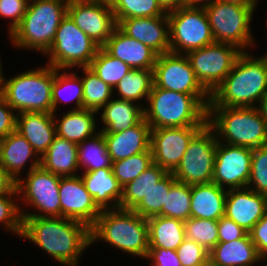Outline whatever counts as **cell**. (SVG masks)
Segmentation results:
<instances>
[{"label":"cell","instance_id":"cell-24","mask_svg":"<svg viewBox=\"0 0 267 266\" xmlns=\"http://www.w3.org/2000/svg\"><path fill=\"white\" fill-rule=\"evenodd\" d=\"M16 131L30 143L41 158L56 136L53 114L45 112L18 113Z\"/></svg>","mask_w":267,"mask_h":266},{"label":"cell","instance_id":"cell-42","mask_svg":"<svg viewBox=\"0 0 267 266\" xmlns=\"http://www.w3.org/2000/svg\"><path fill=\"white\" fill-rule=\"evenodd\" d=\"M186 239L195 241L208 252L219 243L218 221L190 217L184 221Z\"/></svg>","mask_w":267,"mask_h":266},{"label":"cell","instance_id":"cell-8","mask_svg":"<svg viewBox=\"0 0 267 266\" xmlns=\"http://www.w3.org/2000/svg\"><path fill=\"white\" fill-rule=\"evenodd\" d=\"M217 43H228L241 51L255 45L251 21L255 10L240 3L216 0L204 7ZM249 47V48H248Z\"/></svg>","mask_w":267,"mask_h":266},{"label":"cell","instance_id":"cell-27","mask_svg":"<svg viewBox=\"0 0 267 266\" xmlns=\"http://www.w3.org/2000/svg\"><path fill=\"white\" fill-rule=\"evenodd\" d=\"M227 192L213 182L191 185L190 217L218 221L225 214Z\"/></svg>","mask_w":267,"mask_h":266},{"label":"cell","instance_id":"cell-39","mask_svg":"<svg viewBox=\"0 0 267 266\" xmlns=\"http://www.w3.org/2000/svg\"><path fill=\"white\" fill-rule=\"evenodd\" d=\"M115 19L167 16L157 0H111Z\"/></svg>","mask_w":267,"mask_h":266},{"label":"cell","instance_id":"cell-13","mask_svg":"<svg viewBox=\"0 0 267 266\" xmlns=\"http://www.w3.org/2000/svg\"><path fill=\"white\" fill-rule=\"evenodd\" d=\"M242 51L228 43L211 45L186 53L196 78L211 94L231 72Z\"/></svg>","mask_w":267,"mask_h":266},{"label":"cell","instance_id":"cell-49","mask_svg":"<svg viewBox=\"0 0 267 266\" xmlns=\"http://www.w3.org/2000/svg\"><path fill=\"white\" fill-rule=\"evenodd\" d=\"M259 255L267 260V213L248 232Z\"/></svg>","mask_w":267,"mask_h":266},{"label":"cell","instance_id":"cell-16","mask_svg":"<svg viewBox=\"0 0 267 266\" xmlns=\"http://www.w3.org/2000/svg\"><path fill=\"white\" fill-rule=\"evenodd\" d=\"M204 126L151 129L150 150L153 163L172 173L179 165L192 138Z\"/></svg>","mask_w":267,"mask_h":266},{"label":"cell","instance_id":"cell-36","mask_svg":"<svg viewBox=\"0 0 267 266\" xmlns=\"http://www.w3.org/2000/svg\"><path fill=\"white\" fill-rule=\"evenodd\" d=\"M81 69L83 76V109L100 112V110L113 98L114 89L103 82L89 67Z\"/></svg>","mask_w":267,"mask_h":266},{"label":"cell","instance_id":"cell-25","mask_svg":"<svg viewBox=\"0 0 267 266\" xmlns=\"http://www.w3.org/2000/svg\"><path fill=\"white\" fill-rule=\"evenodd\" d=\"M81 179L100 210L120 208L123 187L111 168L80 173Z\"/></svg>","mask_w":267,"mask_h":266},{"label":"cell","instance_id":"cell-37","mask_svg":"<svg viewBox=\"0 0 267 266\" xmlns=\"http://www.w3.org/2000/svg\"><path fill=\"white\" fill-rule=\"evenodd\" d=\"M89 68L113 89L117 86L119 81L132 70L125 62L112 57L102 47L97 51Z\"/></svg>","mask_w":267,"mask_h":266},{"label":"cell","instance_id":"cell-57","mask_svg":"<svg viewBox=\"0 0 267 266\" xmlns=\"http://www.w3.org/2000/svg\"><path fill=\"white\" fill-rule=\"evenodd\" d=\"M1 61V59H0ZM2 62H0V93H2V89H3V84H4V75H3V72H2Z\"/></svg>","mask_w":267,"mask_h":266},{"label":"cell","instance_id":"cell-3","mask_svg":"<svg viewBox=\"0 0 267 266\" xmlns=\"http://www.w3.org/2000/svg\"><path fill=\"white\" fill-rule=\"evenodd\" d=\"M210 94H185L153 84L144 107V119L151 129L205 126Z\"/></svg>","mask_w":267,"mask_h":266},{"label":"cell","instance_id":"cell-4","mask_svg":"<svg viewBox=\"0 0 267 266\" xmlns=\"http://www.w3.org/2000/svg\"><path fill=\"white\" fill-rule=\"evenodd\" d=\"M99 240L123 253L146 259L149 251L148 221L132 210H101L90 228V245Z\"/></svg>","mask_w":267,"mask_h":266},{"label":"cell","instance_id":"cell-43","mask_svg":"<svg viewBox=\"0 0 267 266\" xmlns=\"http://www.w3.org/2000/svg\"><path fill=\"white\" fill-rule=\"evenodd\" d=\"M19 201L21 202L17 188L0 196V225L5 229V232L8 230V232L21 236L23 218Z\"/></svg>","mask_w":267,"mask_h":266},{"label":"cell","instance_id":"cell-55","mask_svg":"<svg viewBox=\"0 0 267 266\" xmlns=\"http://www.w3.org/2000/svg\"><path fill=\"white\" fill-rule=\"evenodd\" d=\"M226 1L234 2V3H240V4L245 5L247 7H251L254 10L256 9L257 4H258V2H257L258 0H226Z\"/></svg>","mask_w":267,"mask_h":266},{"label":"cell","instance_id":"cell-52","mask_svg":"<svg viewBox=\"0 0 267 266\" xmlns=\"http://www.w3.org/2000/svg\"><path fill=\"white\" fill-rule=\"evenodd\" d=\"M162 9L168 13L184 6V0H157Z\"/></svg>","mask_w":267,"mask_h":266},{"label":"cell","instance_id":"cell-11","mask_svg":"<svg viewBox=\"0 0 267 266\" xmlns=\"http://www.w3.org/2000/svg\"><path fill=\"white\" fill-rule=\"evenodd\" d=\"M23 178V180H22ZM61 176L41 166L29 171L16 182L19 200L36 208L35 212L21 210L22 217H61L59 184Z\"/></svg>","mask_w":267,"mask_h":266},{"label":"cell","instance_id":"cell-29","mask_svg":"<svg viewBox=\"0 0 267 266\" xmlns=\"http://www.w3.org/2000/svg\"><path fill=\"white\" fill-rule=\"evenodd\" d=\"M115 98V99H114ZM102 109L101 133H117L137 125L144 118V105L114 96Z\"/></svg>","mask_w":267,"mask_h":266},{"label":"cell","instance_id":"cell-2","mask_svg":"<svg viewBox=\"0 0 267 266\" xmlns=\"http://www.w3.org/2000/svg\"><path fill=\"white\" fill-rule=\"evenodd\" d=\"M242 51L231 72L210 94L208 107H257L267 92V54Z\"/></svg>","mask_w":267,"mask_h":266},{"label":"cell","instance_id":"cell-47","mask_svg":"<svg viewBox=\"0 0 267 266\" xmlns=\"http://www.w3.org/2000/svg\"><path fill=\"white\" fill-rule=\"evenodd\" d=\"M219 243L243 238L247 232L230 218L223 216L218 220Z\"/></svg>","mask_w":267,"mask_h":266},{"label":"cell","instance_id":"cell-31","mask_svg":"<svg viewBox=\"0 0 267 266\" xmlns=\"http://www.w3.org/2000/svg\"><path fill=\"white\" fill-rule=\"evenodd\" d=\"M148 221L149 248L177 250L186 239L184 221L165 216H154Z\"/></svg>","mask_w":267,"mask_h":266},{"label":"cell","instance_id":"cell-50","mask_svg":"<svg viewBox=\"0 0 267 266\" xmlns=\"http://www.w3.org/2000/svg\"><path fill=\"white\" fill-rule=\"evenodd\" d=\"M17 113L7 104L0 93V138L8 136L16 130Z\"/></svg>","mask_w":267,"mask_h":266},{"label":"cell","instance_id":"cell-54","mask_svg":"<svg viewBox=\"0 0 267 266\" xmlns=\"http://www.w3.org/2000/svg\"><path fill=\"white\" fill-rule=\"evenodd\" d=\"M257 108L259 109L263 117L267 120V92L262 96Z\"/></svg>","mask_w":267,"mask_h":266},{"label":"cell","instance_id":"cell-14","mask_svg":"<svg viewBox=\"0 0 267 266\" xmlns=\"http://www.w3.org/2000/svg\"><path fill=\"white\" fill-rule=\"evenodd\" d=\"M153 82L158 88L185 94H210L198 81L185 54L167 52L157 55Z\"/></svg>","mask_w":267,"mask_h":266},{"label":"cell","instance_id":"cell-44","mask_svg":"<svg viewBox=\"0 0 267 266\" xmlns=\"http://www.w3.org/2000/svg\"><path fill=\"white\" fill-rule=\"evenodd\" d=\"M247 188L267 196V144L252 150L251 171Z\"/></svg>","mask_w":267,"mask_h":266},{"label":"cell","instance_id":"cell-46","mask_svg":"<svg viewBox=\"0 0 267 266\" xmlns=\"http://www.w3.org/2000/svg\"><path fill=\"white\" fill-rule=\"evenodd\" d=\"M28 0H0V17L11 20L10 35L21 23L28 7Z\"/></svg>","mask_w":267,"mask_h":266},{"label":"cell","instance_id":"cell-23","mask_svg":"<svg viewBox=\"0 0 267 266\" xmlns=\"http://www.w3.org/2000/svg\"><path fill=\"white\" fill-rule=\"evenodd\" d=\"M30 159L27 173L40 166V157L30 143L16 130L0 138V164L15 182L22 176L23 168Z\"/></svg>","mask_w":267,"mask_h":266},{"label":"cell","instance_id":"cell-6","mask_svg":"<svg viewBox=\"0 0 267 266\" xmlns=\"http://www.w3.org/2000/svg\"><path fill=\"white\" fill-rule=\"evenodd\" d=\"M67 0H31L19 26L9 35L12 45L45 54L67 15Z\"/></svg>","mask_w":267,"mask_h":266},{"label":"cell","instance_id":"cell-9","mask_svg":"<svg viewBox=\"0 0 267 266\" xmlns=\"http://www.w3.org/2000/svg\"><path fill=\"white\" fill-rule=\"evenodd\" d=\"M100 46L81 31L67 14L57 28L55 38L49 50L46 64L56 69H74L89 67Z\"/></svg>","mask_w":267,"mask_h":266},{"label":"cell","instance_id":"cell-17","mask_svg":"<svg viewBox=\"0 0 267 266\" xmlns=\"http://www.w3.org/2000/svg\"><path fill=\"white\" fill-rule=\"evenodd\" d=\"M61 217L84 223L91 228L101 210L94 203L80 175L61 177L59 184Z\"/></svg>","mask_w":267,"mask_h":266},{"label":"cell","instance_id":"cell-45","mask_svg":"<svg viewBox=\"0 0 267 266\" xmlns=\"http://www.w3.org/2000/svg\"><path fill=\"white\" fill-rule=\"evenodd\" d=\"M176 252L182 266L209 265V252L195 241L185 239Z\"/></svg>","mask_w":267,"mask_h":266},{"label":"cell","instance_id":"cell-30","mask_svg":"<svg viewBox=\"0 0 267 266\" xmlns=\"http://www.w3.org/2000/svg\"><path fill=\"white\" fill-rule=\"evenodd\" d=\"M40 166L61 177L77 176L81 170L78 165V145L56 135L40 158Z\"/></svg>","mask_w":267,"mask_h":266},{"label":"cell","instance_id":"cell-1","mask_svg":"<svg viewBox=\"0 0 267 266\" xmlns=\"http://www.w3.org/2000/svg\"><path fill=\"white\" fill-rule=\"evenodd\" d=\"M23 239L37 245L65 266H79L90 245V228L65 217H22Z\"/></svg>","mask_w":267,"mask_h":266},{"label":"cell","instance_id":"cell-26","mask_svg":"<svg viewBox=\"0 0 267 266\" xmlns=\"http://www.w3.org/2000/svg\"><path fill=\"white\" fill-rule=\"evenodd\" d=\"M263 261L249 233L238 240L218 243L209 251L211 266H250Z\"/></svg>","mask_w":267,"mask_h":266},{"label":"cell","instance_id":"cell-10","mask_svg":"<svg viewBox=\"0 0 267 266\" xmlns=\"http://www.w3.org/2000/svg\"><path fill=\"white\" fill-rule=\"evenodd\" d=\"M167 16L170 52L186 54L215 42L204 7L183 6Z\"/></svg>","mask_w":267,"mask_h":266},{"label":"cell","instance_id":"cell-15","mask_svg":"<svg viewBox=\"0 0 267 266\" xmlns=\"http://www.w3.org/2000/svg\"><path fill=\"white\" fill-rule=\"evenodd\" d=\"M252 150L217 141L212 182L226 190L246 188L251 171Z\"/></svg>","mask_w":267,"mask_h":266},{"label":"cell","instance_id":"cell-20","mask_svg":"<svg viewBox=\"0 0 267 266\" xmlns=\"http://www.w3.org/2000/svg\"><path fill=\"white\" fill-rule=\"evenodd\" d=\"M115 20L127 36L149 46L158 55L170 52L168 16Z\"/></svg>","mask_w":267,"mask_h":266},{"label":"cell","instance_id":"cell-38","mask_svg":"<svg viewBox=\"0 0 267 266\" xmlns=\"http://www.w3.org/2000/svg\"><path fill=\"white\" fill-rule=\"evenodd\" d=\"M191 185L175 181L166 193L165 204L160 216L186 221L190 218Z\"/></svg>","mask_w":267,"mask_h":266},{"label":"cell","instance_id":"cell-33","mask_svg":"<svg viewBox=\"0 0 267 266\" xmlns=\"http://www.w3.org/2000/svg\"><path fill=\"white\" fill-rule=\"evenodd\" d=\"M167 174L168 172L165 169L153 163L136 179L123 187L120 208L132 210L148 191L158 184Z\"/></svg>","mask_w":267,"mask_h":266},{"label":"cell","instance_id":"cell-32","mask_svg":"<svg viewBox=\"0 0 267 266\" xmlns=\"http://www.w3.org/2000/svg\"><path fill=\"white\" fill-rule=\"evenodd\" d=\"M70 72V73H69ZM66 69L54 68V81L52 84V114L57 113L58 106L64 102H75L70 110L83 109V83L80 75ZM66 96H65V95ZM64 95V96H63ZM61 103V104H60Z\"/></svg>","mask_w":267,"mask_h":266},{"label":"cell","instance_id":"cell-35","mask_svg":"<svg viewBox=\"0 0 267 266\" xmlns=\"http://www.w3.org/2000/svg\"><path fill=\"white\" fill-rule=\"evenodd\" d=\"M78 165L83 172L111 168L112 161L101 131L78 144Z\"/></svg>","mask_w":267,"mask_h":266},{"label":"cell","instance_id":"cell-40","mask_svg":"<svg viewBox=\"0 0 267 266\" xmlns=\"http://www.w3.org/2000/svg\"><path fill=\"white\" fill-rule=\"evenodd\" d=\"M176 181L172 173H168L158 184L152 187L142 200L132 209L145 219L160 216L165 204L166 193H169L171 185Z\"/></svg>","mask_w":267,"mask_h":266},{"label":"cell","instance_id":"cell-41","mask_svg":"<svg viewBox=\"0 0 267 266\" xmlns=\"http://www.w3.org/2000/svg\"><path fill=\"white\" fill-rule=\"evenodd\" d=\"M153 164L151 151H145L125 159L112 162V172L122 187L136 179Z\"/></svg>","mask_w":267,"mask_h":266},{"label":"cell","instance_id":"cell-5","mask_svg":"<svg viewBox=\"0 0 267 266\" xmlns=\"http://www.w3.org/2000/svg\"><path fill=\"white\" fill-rule=\"evenodd\" d=\"M217 141L251 149L267 144V120L257 107H208Z\"/></svg>","mask_w":267,"mask_h":266},{"label":"cell","instance_id":"cell-53","mask_svg":"<svg viewBox=\"0 0 267 266\" xmlns=\"http://www.w3.org/2000/svg\"><path fill=\"white\" fill-rule=\"evenodd\" d=\"M216 0H184V6L188 7H205Z\"/></svg>","mask_w":267,"mask_h":266},{"label":"cell","instance_id":"cell-7","mask_svg":"<svg viewBox=\"0 0 267 266\" xmlns=\"http://www.w3.org/2000/svg\"><path fill=\"white\" fill-rule=\"evenodd\" d=\"M53 81L54 67L46 64L20 72L8 79L4 77L2 95L17 114L21 112L52 114Z\"/></svg>","mask_w":267,"mask_h":266},{"label":"cell","instance_id":"cell-28","mask_svg":"<svg viewBox=\"0 0 267 266\" xmlns=\"http://www.w3.org/2000/svg\"><path fill=\"white\" fill-rule=\"evenodd\" d=\"M96 114L98 112L88 109L68 110L62 113L61 119L53 114L56 135L77 145L80 144L99 132Z\"/></svg>","mask_w":267,"mask_h":266},{"label":"cell","instance_id":"cell-56","mask_svg":"<svg viewBox=\"0 0 267 266\" xmlns=\"http://www.w3.org/2000/svg\"><path fill=\"white\" fill-rule=\"evenodd\" d=\"M68 4L70 3H101V4H110L111 0H67Z\"/></svg>","mask_w":267,"mask_h":266},{"label":"cell","instance_id":"cell-18","mask_svg":"<svg viewBox=\"0 0 267 266\" xmlns=\"http://www.w3.org/2000/svg\"><path fill=\"white\" fill-rule=\"evenodd\" d=\"M67 14L77 27L102 47L117 23L110 4L70 3Z\"/></svg>","mask_w":267,"mask_h":266},{"label":"cell","instance_id":"cell-12","mask_svg":"<svg viewBox=\"0 0 267 266\" xmlns=\"http://www.w3.org/2000/svg\"><path fill=\"white\" fill-rule=\"evenodd\" d=\"M217 136L206 124L190 141L179 165L172 172L175 179L187 185L212 182Z\"/></svg>","mask_w":267,"mask_h":266},{"label":"cell","instance_id":"cell-19","mask_svg":"<svg viewBox=\"0 0 267 266\" xmlns=\"http://www.w3.org/2000/svg\"><path fill=\"white\" fill-rule=\"evenodd\" d=\"M267 213V196L249 188L230 189L226 195L224 216L247 233Z\"/></svg>","mask_w":267,"mask_h":266},{"label":"cell","instance_id":"cell-21","mask_svg":"<svg viewBox=\"0 0 267 266\" xmlns=\"http://www.w3.org/2000/svg\"><path fill=\"white\" fill-rule=\"evenodd\" d=\"M102 48L112 57L125 62L131 69L153 70L158 55L149 46L127 36L118 26Z\"/></svg>","mask_w":267,"mask_h":266},{"label":"cell","instance_id":"cell-48","mask_svg":"<svg viewBox=\"0 0 267 266\" xmlns=\"http://www.w3.org/2000/svg\"><path fill=\"white\" fill-rule=\"evenodd\" d=\"M146 259L150 266H182L177 252L172 249L149 248Z\"/></svg>","mask_w":267,"mask_h":266},{"label":"cell","instance_id":"cell-51","mask_svg":"<svg viewBox=\"0 0 267 266\" xmlns=\"http://www.w3.org/2000/svg\"><path fill=\"white\" fill-rule=\"evenodd\" d=\"M16 188L15 180L7 173L0 164V196L10 193Z\"/></svg>","mask_w":267,"mask_h":266},{"label":"cell","instance_id":"cell-22","mask_svg":"<svg viewBox=\"0 0 267 266\" xmlns=\"http://www.w3.org/2000/svg\"><path fill=\"white\" fill-rule=\"evenodd\" d=\"M151 127L143 118L137 125L117 133H102L112 162L150 150Z\"/></svg>","mask_w":267,"mask_h":266},{"label":"cell","instance_id":"cell-34","mask_svg":"<svg viewBox=\"0 0 267 266\" xmlns=\"http://www.w3.org/2000/svg\"><path fill=\"white\" fill-rule=\"evenodd\" d=\"M153 84V70L132 69L119 81L114 91H117L118 99L137 104L144 99L147 103Z\"/></svg>","mask_w":267,"mask_h":266}]
</instances>
